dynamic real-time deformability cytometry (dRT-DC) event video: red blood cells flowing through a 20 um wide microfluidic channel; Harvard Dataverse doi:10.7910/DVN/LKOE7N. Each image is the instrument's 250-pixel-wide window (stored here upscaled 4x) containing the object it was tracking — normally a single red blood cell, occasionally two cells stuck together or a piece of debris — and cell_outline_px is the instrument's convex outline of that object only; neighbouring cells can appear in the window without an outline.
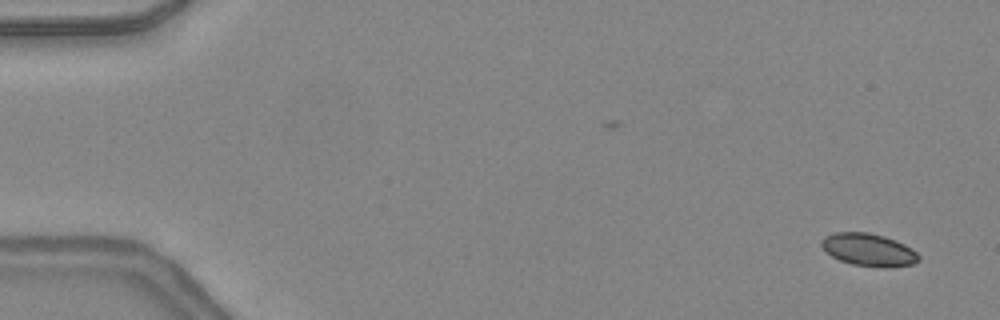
{"species": "common noctule bat (a hibernating species)", "species_latin": "Nyctalus noctula", "temperature_condition": "warm", "stored_images_in_passage": 28, "camera_frame_rate_fps": 3000, "um_per_image_px": 0.085, "animal": {"sex": "female", "body_mass_g": 24.6, "forearm_length_mm": 56.2}, "frame": {"image": 1, "passage_image": 2, "time_ms": 0.333, "image_size_px": [1000, 320], "cell_outline_px": [[920, 260], [916, 264], [888, 268], [884, 268], [852, 264], [840, 260], [832, 256], [820, 244], [820, 240], [824, 236], [836, 232], [868, 232], [884, 236], [896, 240], [912, 248], [920, 256]], "centroid_in_image_um": [73.88, 21.24], "position_along_channel_um": 11.1, "area_um2": 18.67}}
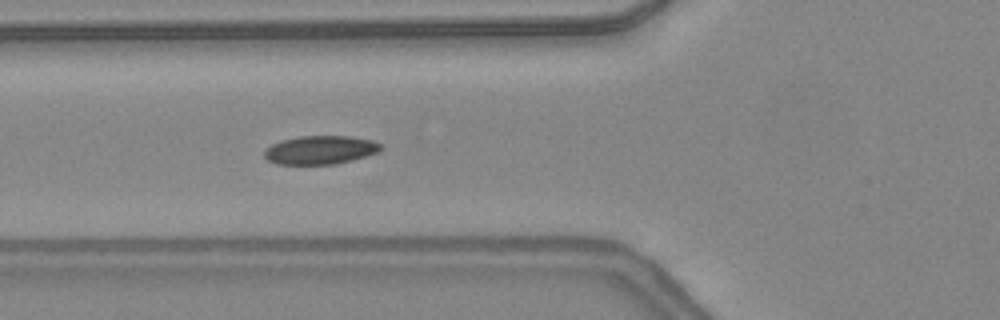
{"frame": {"image": 2, "passage_image": 18, "time_ms": 5.667, "image_size_px": [1000, 320], "cell_outline_px": [[384, 148], [376, 152], [352, 160], [336, 164], [276, 164], [268, 160], [264, 156], [264, 152], [272, 144], [280, 140], [300, 136], [348, 136], [372, 140], [380, 144]], "centroid_in_image_um": [27.21, 12.74], "position_along_channel_um": 98.6, "area_um2": 19.25}}
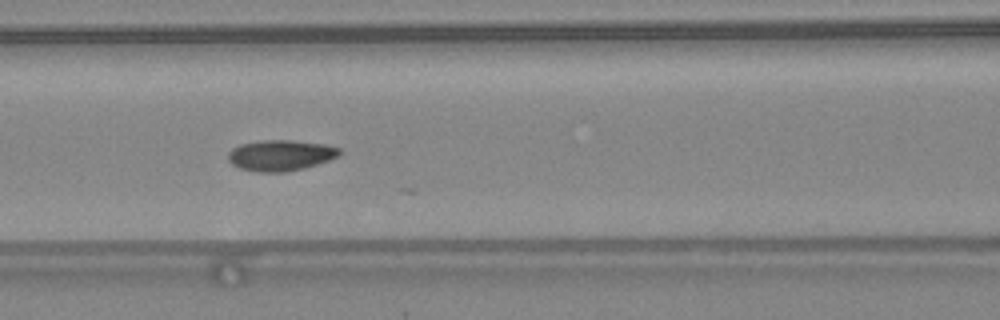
{"frame": {"image": 3, "passage_image": 21, "time_ms": 6.667, "image_size_px": [1000, 320], "cell_outline_px": [[340, 156], [304, 168], [284, 172], [256, 172], [240, 168], [232, 164], [228, 160], [228, 152], [232, 148], [240, 144], [264, 140], [292, 140], [324, 144], [340, 148]], "centroid_in_image_um": [23.83, 13.2], "position_along_channel_um": 142.8, "area_um2": 20.0}}